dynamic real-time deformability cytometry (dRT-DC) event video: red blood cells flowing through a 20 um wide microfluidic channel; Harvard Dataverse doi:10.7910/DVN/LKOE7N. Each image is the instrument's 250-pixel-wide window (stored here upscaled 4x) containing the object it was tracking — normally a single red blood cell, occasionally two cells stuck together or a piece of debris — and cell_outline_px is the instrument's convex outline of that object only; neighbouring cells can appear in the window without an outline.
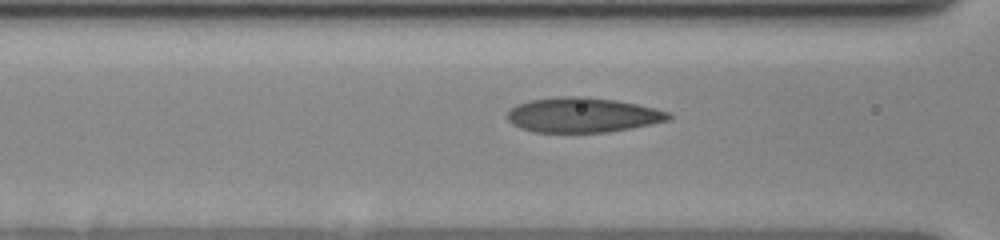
{"species": "human", "species_latin": "Homo sapiens", "temperature_condition": "cold", "stored_images_in_passage": 36, "camera_frame_rate_fps": 3000, "um_per_image_px": 0.085, "donor": {"sex": "female"}, "frame": {"image": 1, "passage_image": 11, "time_ms": 4.667, "image_size_px": [1000, 240], "cell_outline_px": [[672, 120], [632, 128], [608, 132], [532, 132], [520, 128], [512, 124], [508, 120], [508, 112], [516, 104], [528, 100], [560, 96], [584, 96], [616, 100], [656, 108], [672, 112]], "centroid_in_image_um": [49.56, 9.77], "position_along_channel_um": 117.0, "area_um2": 33.12}}
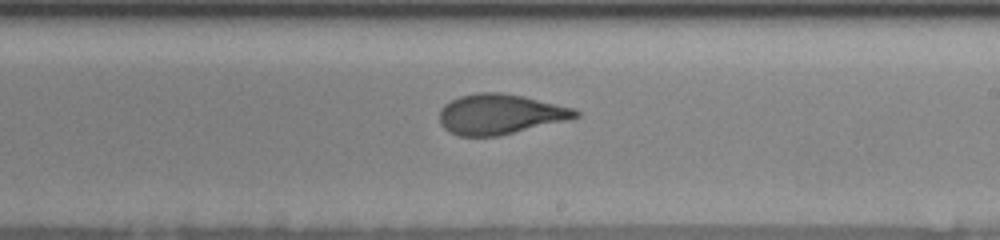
{"frame": {"image": 2, "passage_image": 19, "time_ms": 8.333, "image_size_px": [1000, 240], "cell_outline_px": [[580, 116], [500, 136], [460, 136], [448, 132], [440, 124], [440, 108], [444, 104], [460, 96], [476, 92], [500, 92], [524, 96], [572, 108], [580, 112]], "centroid_in_image_um": [42.45, 9.7], "position_along_channel_um": 246.6, "area_um2": 31.67}}
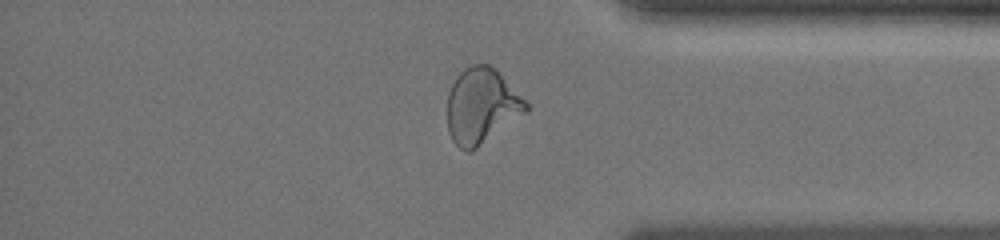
{"frame": {"image": 3, "passage_image": 31, "time_ms": 12.667, "image_size_px": [1000, 240], "cell_outline_px": [[528, 112], [476, 148], [468, 152], [464, 152], [452, 140], [448, 132], [448, 92], [456, 76], [468, 64], [488, 64], [500, 72], [528, 104]], "centroid_in_image_um": [40.93, 9.0], "position_along_channel_um": 394.3, "area_um2": 34.62}}